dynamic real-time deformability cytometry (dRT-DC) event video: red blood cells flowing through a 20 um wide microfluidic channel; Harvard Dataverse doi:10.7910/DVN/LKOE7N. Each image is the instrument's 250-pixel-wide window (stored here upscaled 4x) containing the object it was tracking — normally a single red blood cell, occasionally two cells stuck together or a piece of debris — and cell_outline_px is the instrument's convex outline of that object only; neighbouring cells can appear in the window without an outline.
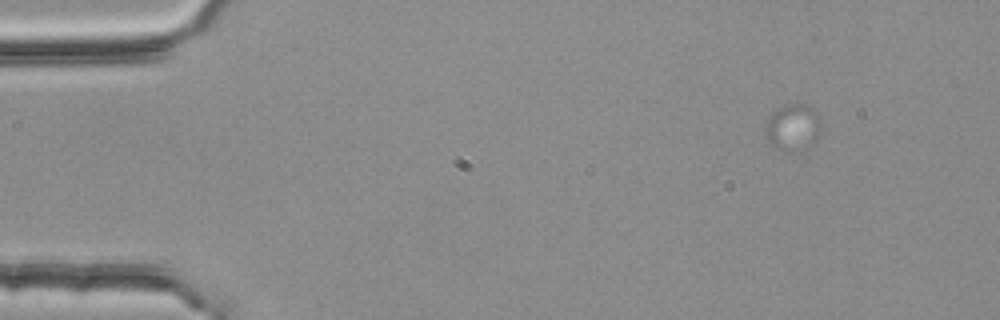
{"species": "common noctule bat (a hibernating species)", "species_latin": "Nyctalus noctula", "temperature_condition": "room temperature", "stored_images_in_passage": 22, "camera_frame_rate_fps": 3000, "um_per_image_px": 0.085, "animal": {"sex": "female", "body_mass_g": 25.1}, "frame": {"image": 1, "passage_image": 1, "time_ms": 0.0, "image_size_px": [1000, 320], "cell_outline_px": [[820, 132], [816, 140], [812, 144], [776, 144], [768, 140], [768, 120], [772, 112], [776, 108], [784, 104], [808, 104], [820, 116]], "centroid_in_image_um": [67.48, 10.61], "position_along_channel_um": 17.5, "area_um2": 13.47}}
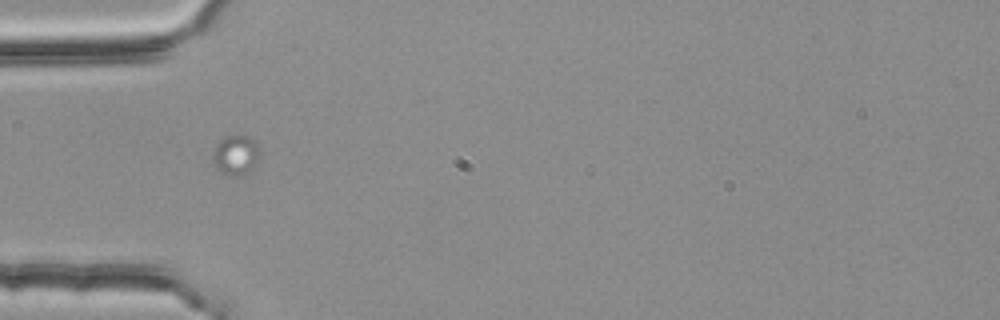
{"frame": {"image": 2, "passage_image": 13, "time_ms": 4.0, "image_size_px": [1000, 320], "cell_outline_px": [[260, 152], [256, 164], [248, 172], [232, 176], [228, 176], [220, 172], [216, 168], [212, 160], [216, 144], [220, 140], [228, 136], [248, 136], [256, 140], [260, 148]], "centroid_in_image_um": [20.06, 13.18], "position_along_channel_um": 64.9, "area_um2": 10.92}}